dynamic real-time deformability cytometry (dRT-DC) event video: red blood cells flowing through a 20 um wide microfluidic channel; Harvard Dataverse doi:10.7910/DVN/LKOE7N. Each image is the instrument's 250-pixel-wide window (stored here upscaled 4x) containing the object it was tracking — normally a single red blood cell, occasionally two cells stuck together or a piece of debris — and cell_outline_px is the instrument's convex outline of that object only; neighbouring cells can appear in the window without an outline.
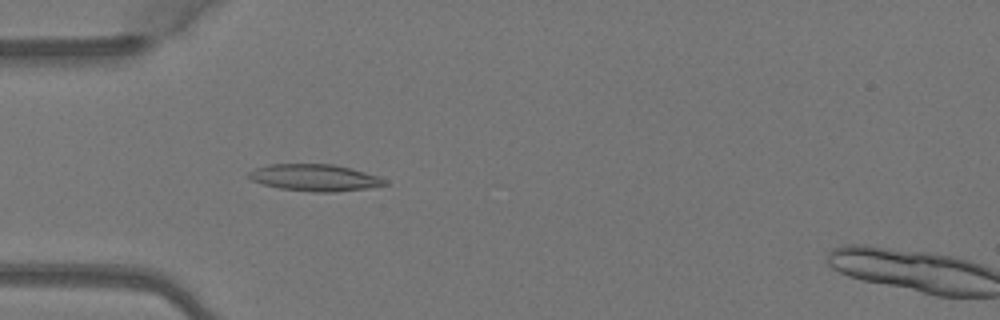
{"species": "Egyptian fruit bat (a non-hibernating species)", "species_latin": "Rousettus aegyptiacus", "temperature_condition": "warm", "stored_images_in_passage": 5, "camera_frame_rate_fps": 3000, "um_per_image_px": 0.085, "animal": {"sex": "female"}, "frame": {"image": 1, "passage_image": 4, "time_ms": 1.0, "image_size_px": [1000, 320], "cell_outline_px": [[388, 184], [368, 188], [336, 192], [312, 192], [280, 188], [260, 184], [252, 180], [248, 176], [248, 172], [256, 168], [268, 164], [332, 164], [364, 172], [388, 180]], "centroid_in_image_um": [26.73, 15.11], "position_along_channel_um": 58.3, "area_um2": 21.15}}